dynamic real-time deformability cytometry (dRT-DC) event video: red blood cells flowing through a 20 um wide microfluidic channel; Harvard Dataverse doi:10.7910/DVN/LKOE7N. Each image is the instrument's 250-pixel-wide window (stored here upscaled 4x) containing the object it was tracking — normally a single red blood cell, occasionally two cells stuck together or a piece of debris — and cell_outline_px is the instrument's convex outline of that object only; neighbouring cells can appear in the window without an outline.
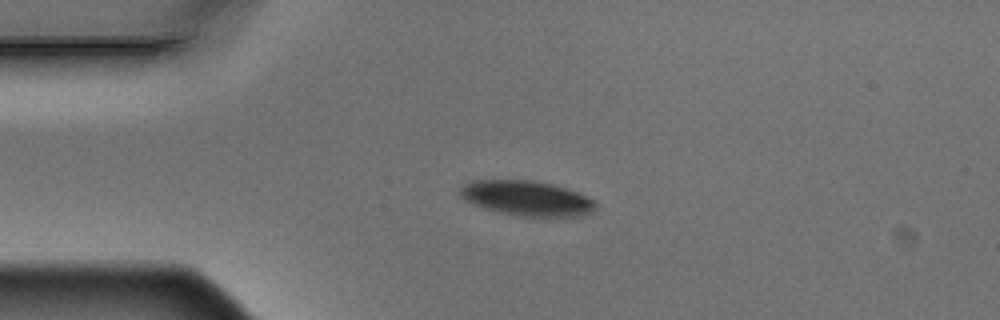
{"species": "Egyptian fruit bat (a non-hibernating species)", "species_latin": "Rousettus aegyptiacus", "temperature_condition": "warm", "stored_images_in_passage": 5, "camera_frame_rate_fps": 3000, "um_per_image_px": 0.085, "animal": {"sex": "male"}, "frame": {"image": 1, "passage_image": 3, "time_ms": 0.667, "image_size_px": [1000, 320], "cell_outline_px": [[596, 204], [588, 212], [580, 216], [516, 216], [496, 212], [472, 204], [464, 200], [460, 196], [460, 188], [464, 184], [472, 180], [532, 180], [552, 184], [576, 192], [596, 200]], "centroid_in_image_um": [44.7, 16.85], "position_along_channel_um": 40.3, "area_um2": 27.51}}
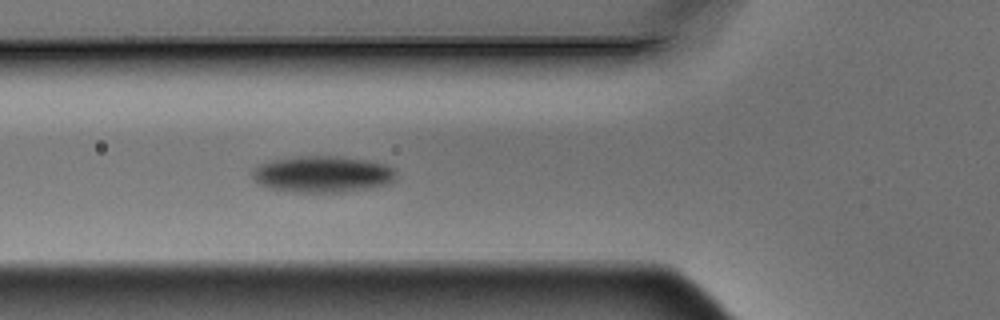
{"frame": {"image": 2, "passage_image": 5, "time_ms": 1.333, "image_size_px": [1000, 320], "cell_outline_px": [[396, 180], [388, 184], [372, 188], [340, 192], [292, 192], [272, 188], [256, 184], [252, 180], [252, 172], [260, 164], [276, 160], [300, 156], [344, 156], [368, 160], [388, 164], [396, 172]], "centroid_in_image_um": [27.46, 14.81], "position_along_channel_um": 98.3, "area_um2": 30.81}}